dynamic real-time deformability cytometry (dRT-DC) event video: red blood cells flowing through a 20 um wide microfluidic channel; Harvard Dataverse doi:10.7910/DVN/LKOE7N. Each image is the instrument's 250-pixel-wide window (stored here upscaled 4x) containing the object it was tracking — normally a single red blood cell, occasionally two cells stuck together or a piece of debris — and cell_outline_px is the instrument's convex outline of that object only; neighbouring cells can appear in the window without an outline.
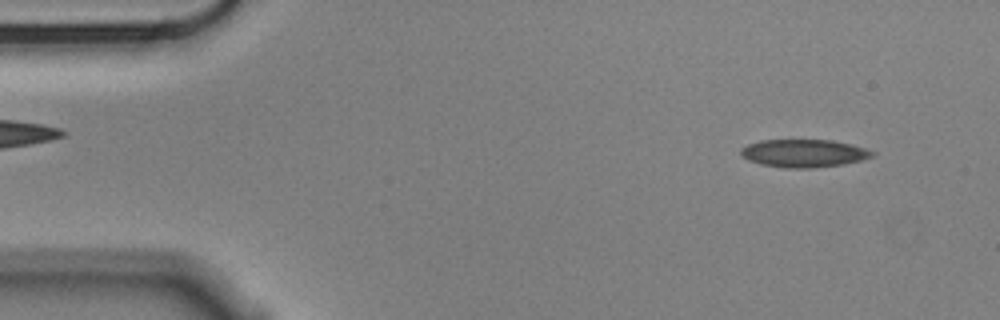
{"species": "Egyptian fruit bat (a non-hibernating species)", "species_latin": "Rousettus aegyptiacus", "temperature_condition": "cold", "stored_images_in_passage": 55, "camera_frame_rate_fps": 3000, "um_per_image_px": 0.085, "animal": {"sex": "male"}, "frame": {"image": 1, "passage_image": 4, "time_ms": 1.0, "image_size_px": [1000, 320], "cell_outline_px": [[876, 156], [844, 164], [812, 168], [784, 168], [760, 164], [748, 160], [740, 152], [740, 148], [748, 144], [760, 140], [832, 140], [852, 144], [876, 152]], "centroid_in_image_um": [68.34, 13.03], "position_along_channel_um": 16.7, "area_um2": 21.44}}
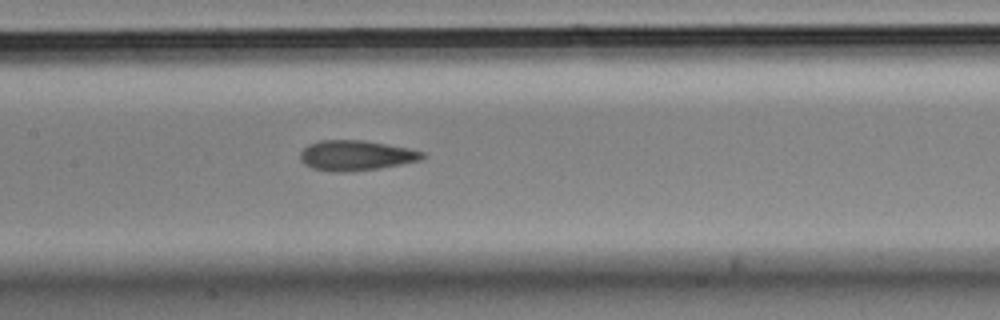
{"frame": {"image": 2, "passage_image": 25, "time_ms": 8.0, "image_size_px": [1000, 320], "cell_outline_px": [[424, 156], [420, 160], [380, 168], [344, 172], [332, 172], [312, 168], [304, 164], [300, 160], [300, 152], [308, 144], [320, 140], [364, 140], [408, 148], [424, 152]], "centroid_in_image_um": [30.21, 13.21], "position_along_channel_um": 177.2, "area_um2": 21.44}}
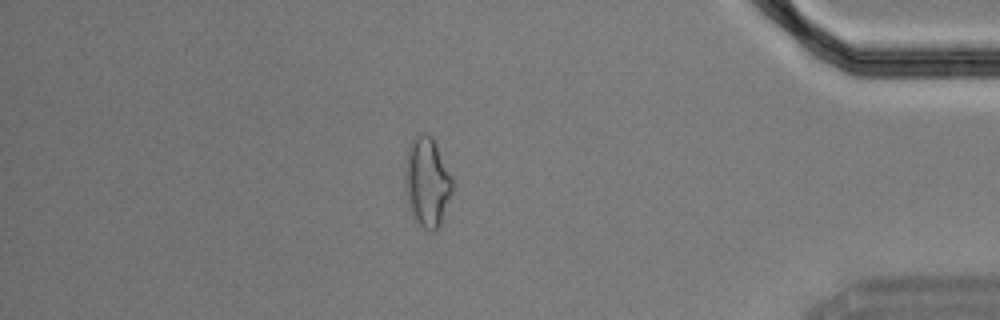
{"frame": {"image": 3, "passage_image": 47, "time_ms": 15.333, "image_size_px": [1000, 320], "cell_outline_px": [[452, 188], [440, 224], [436, 232], [428, 232], [416, 220], [412, 212], [408, 200], [408, 148], [412, 136], [420, 132], [428, 132], [432, 136], [452, 176]], "centroid_in_image_um": [36.35, 15.43], "position_along_channel_um": 398.9, "area_um2": 23.76}, "authors_computed_cell_mechanics": {"area_um2": 21.6172, "velocity_mm_per_s": 3.5394, "shape_relaxation_time_tau1_ms": null, "shape_relaxation_time_tau2_ms": 3.6056, "deformation_change_tau1": null, "deformation_change_tau2": 0.1269}}